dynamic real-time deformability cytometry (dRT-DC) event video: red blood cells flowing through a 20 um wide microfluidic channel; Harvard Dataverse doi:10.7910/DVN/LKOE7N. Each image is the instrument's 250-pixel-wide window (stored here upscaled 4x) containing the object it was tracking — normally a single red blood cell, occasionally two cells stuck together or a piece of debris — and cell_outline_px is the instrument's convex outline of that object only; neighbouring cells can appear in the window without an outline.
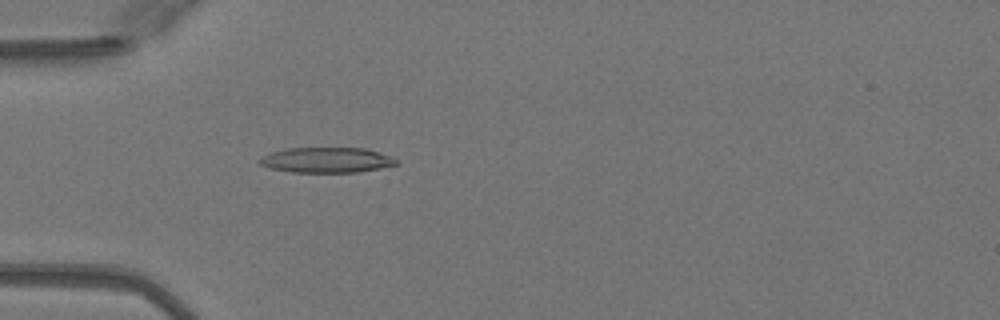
{"species": "Egyptian fruit bat (a non-hibernating species)", "species_latin": "Rousettus aegyptiacus", "temperature_condition": "warm", "stored_images_in_passage": 49, "camera_frame_rate_fps": 3000, "um_per_image_px": 0.085, "animal": {"sex": "female"}, "frame": {"image": 1, "passage_image": 15, "time_ms": 4.667, "image_size_px": [1000, 320], "cell_outline_px": [[400, 164], [380, 168], [356, 172], [292, 172], [268, 168], [260, 164], [256, 160], [272, 152], [284, 148], [364, 148], [380, 152], [396, 160]], "centroid_in_image_um": [27.73, 13.6], "position_along_channel_um": 57.3, "area_um2": 20.11}}
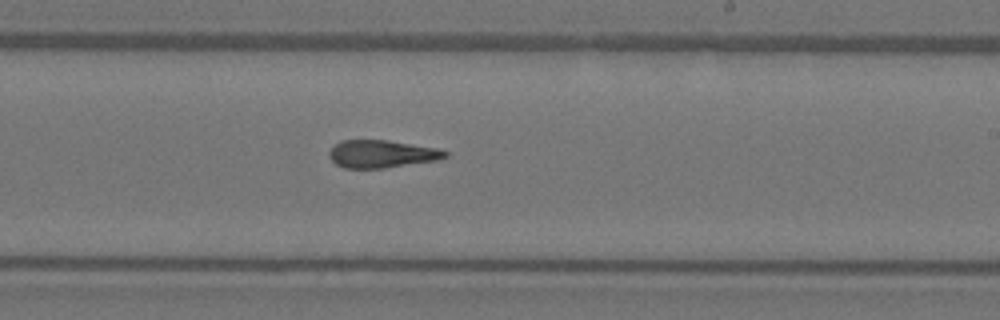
{"frame": {"image": 2, "passage_image": 30, "time_ms": 9.667, "image_size_px": [1000, 320], "cell_outline_px": [[448, 156], [436, 160], [384, 168], [344, 168], [336, 164], [328, 156], [328, 152], [340, 140], [388, 140], [436, 148], [448, 152]], "centroid_in_image_um": [32.41, 13.08], "position_along_channel_um": 256.6, "area_um2": 18.55}}
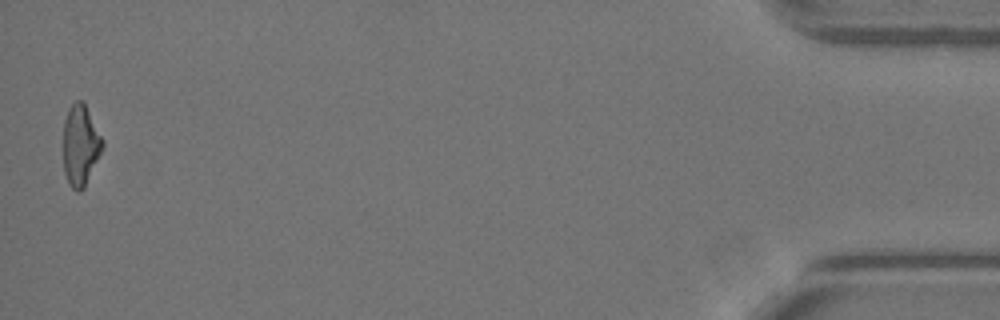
{"frame": {"image": 3, "passage_image": 49, "time_ms": 16.0, "image_size_px": [1000, 320], "cell_outline_px": [[104, 148], [84, 188], [80, 192], [76, 192], [68, 184], [64, 172], [64, 120], [68, 108], [76, 100], [84, 100], [104, 140]], "centroid_in_image_um": [6.86, 12.34], "position_along_channel_um": 428.3, "area_um2": 18.9}, "authors_computed_cell_mechanics": {"area_um2": 19.3052, "velocity_mm_per_s": 4.1071, "shape_relaxation_time_tau1_ms": null, "shape_relaxation_time_tau2_ms": 2.9878, "deformation_change_tau1": null, "deformation_change_tau2": 0.1302}}